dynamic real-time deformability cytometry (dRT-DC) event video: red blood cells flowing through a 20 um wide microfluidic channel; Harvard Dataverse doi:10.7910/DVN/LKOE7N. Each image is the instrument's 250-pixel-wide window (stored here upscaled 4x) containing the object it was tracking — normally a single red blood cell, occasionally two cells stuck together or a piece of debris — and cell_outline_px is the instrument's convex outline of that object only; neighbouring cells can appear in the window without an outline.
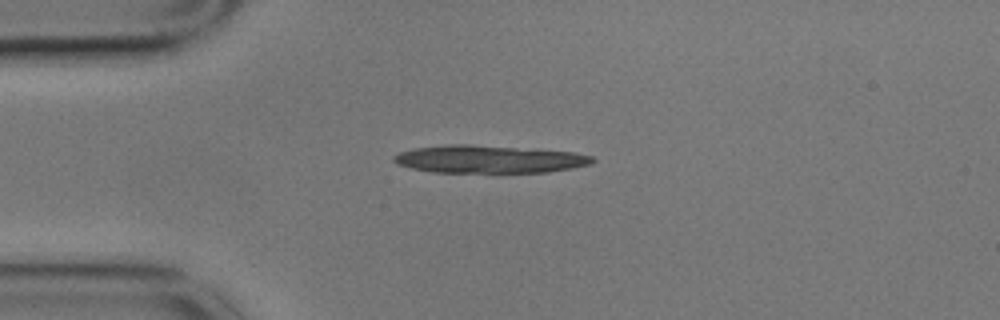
{"species": "common noctule bat (a hibernating species)", "species_latin": "Nyctalus noctula", "temperature_condition": "cold", "stored_images_in_passage": 4, "camera_frame_rate_fps": 3000, "um_per_image_px": 0.085, "animal": {"sex": "male", "body_mass_g": 17.9}, "frame": {"image": 1, "passage_image": 1, "time_ms": 0.0, "image_size_px": [1000, 320], "cell_outline_px": [[596, 160], [592, 164], [572, 168], [548, 172], [432, 172], [412, 168], [396, 164], [392, 160], [392, 156], [400, 152], [412, 148], [448, 144], [468, 144], [572, 152], [592, 156]], "centroid_in_image_um": [41.52, 13.53], "position_along_channel_um": 43.5, "area_um2": 32.02}}